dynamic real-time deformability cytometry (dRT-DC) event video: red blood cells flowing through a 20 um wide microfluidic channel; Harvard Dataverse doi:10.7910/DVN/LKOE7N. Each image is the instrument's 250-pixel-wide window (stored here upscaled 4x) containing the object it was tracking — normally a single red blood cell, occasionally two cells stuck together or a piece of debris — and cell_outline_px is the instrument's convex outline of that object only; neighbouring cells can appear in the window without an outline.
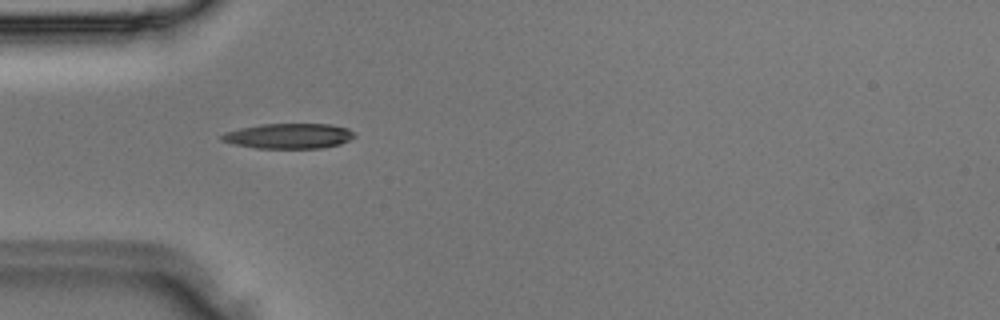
{"species": "Egyptian fruit bat (a non-hibernating species)", "species_latin": "Rousettus aegyptiacus", "temperature_condition": "room temperature", "stored_images_in_passage": 3, "camera_frame_rate_fps": 3000, "um_per_image_px": 0.085, "animal": {"sex": "male"}, "frame": {"image": 1, "passage_image": 3, "time_ms": 0.667, "image_size_px": [1000, 320], "cell_outline_px": [[356, 136], [340, 144], [320, 148], [256, 148], [232, 144], [220, 140], [220, 136], [224, 132], [240, 128], [260, 124], [332, 124], [348, 128], [356, 132]], "centroid_in_image_um": [24.54, 11.55], "position_along_channel_um": 60.5, "area_um2": 19.65}}